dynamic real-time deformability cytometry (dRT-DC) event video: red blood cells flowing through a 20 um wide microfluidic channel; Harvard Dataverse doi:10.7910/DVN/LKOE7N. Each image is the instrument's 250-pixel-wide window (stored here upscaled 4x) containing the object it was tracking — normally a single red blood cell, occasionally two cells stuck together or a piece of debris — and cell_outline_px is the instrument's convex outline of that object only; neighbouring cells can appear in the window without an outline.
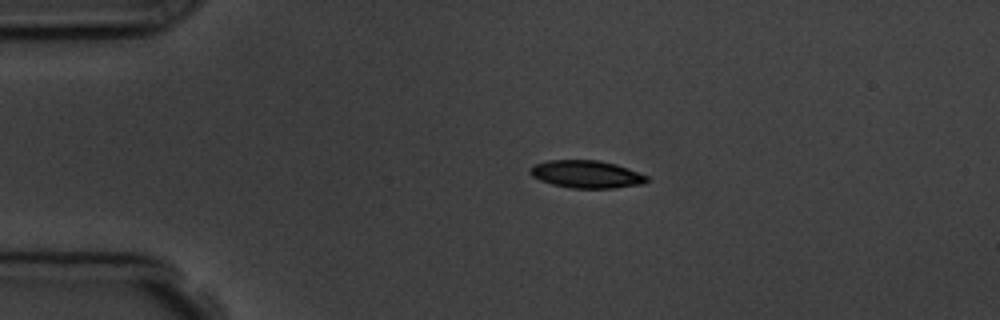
{"species": "common noctule bat (a hibernating species)", "species_latin": "Nyctalus noctula", "temperature_condition": "room temperature", "stored_images_in_passage": 4, "camera_frame_rate_fps": 3000, "um_per_image_px": 0.085, "animal": {"sex": "male", "body_mass_g": 19.5, "forearm_length_mm": 54.6}, "frame": {"image": 1, "passage_image": 3, "time_ms": 3.0, "image_size_px": [1000, 320], "cell_outline_px": [[648, 180], [644, 184], [612, 188], [572, 188], [552, 184], [540, 180], [532, 176], [528, 172], [528, 168], [536, 164], [548, 160], [600, 160], [616, 164], [628, 168], [648, 176]], "centroid_in_image_um": [49.84, 14.8], "position_along_channel_um": 35.2, "area_um2": 18.84}}